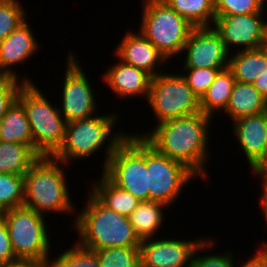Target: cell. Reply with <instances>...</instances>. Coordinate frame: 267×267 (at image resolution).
I'll return each instance as SVG.
<instances>
[{
    "mask_svg": "<svg viewBox=\"0 0 267 267\" xmlns=\"http://www.w3.org/2000/svg\"><path fill=\"white\" fill-rule=\"evenodd\" d=\"M167 205L157 201H140L138 206L128 216L136 236L142 240L157 237L161 226L165 222ZM164 209V211H163ZM164 220V222H163Z\"/></svg>",
    "mask_w": 267,
    "mask_h": 267,
    "instance_id": "22",
    "label": "cell"
},
{
    "mask_svg": "<svg viewBox=\"0 0 267 267\" xmlns=\"http://www.w3.org/2000/svg\"><path fill=\"white\" fill-rule=\"evenodd\" d=\"M211 119L214 118L200 111L154 124L152 130L132 134L143 137L160 154L181 162L207 182L210 180L207 164L211 158L208 134L213 122Z\"/></svg>",
    "mask_w": 267,
    "mask_h": 267,
    "instance_id": "1",
    "label": "cell"
},
{
    "mask_svg": "<svg viewBox=\"0 0 267 267\" xmlns=\"http://www.w3.org/2000/svg\"><path fill=\"white\" fill-rule=\"evenodd\" d=\"M253 175H256L257 178L260 179V182H261V186H262V195L260 193V198H259V208L261 209L262 211V215L263 217L265 218V222H266V227H267V180L259 177L255 172L253 173Z\"/></svg>",
    "mask_w": 267,
    "mask_h": 267,
    "instance_id": "39",
    "label": "cell"
},
{
    "mask_svg": "<svg viewBox=\"0 0 267 267\" xmlns=\"http://www.w3.org/2000/svg\"><path fill=\"white\" fill-rule=\"evenodd\" d=\"M216 16L264 13L267 0H214Z\"/></svg>",
    "mask_w": 267,
    "mask_h": 267,
    "instance_id": "31",
    "label": "cell"
},
{
    "mask_svg": "<svg viewBox=\"0 0 267 267\" xmlns=\"http://www.w3.org/2000/svg\"><path fill=\"white\" fill-rule=\"evenodd\" d=\"M83 209L73 221L80 245L100 250L111 247L140 248V239L136 236L129 217L108 209L89 190Z\"/></svg>",
    "mask_w": 267,
    "mask_h": 267,
    "instance_id": "3",
    "label": "cell"
},
{
    "mask_svg": "<svg viewBox=\"0 0 267 267\" xmlns=\"http://www.w3.org/2000/svg\"><path fill=\"white\" fill-rule=\"evenodd\" d=\"M205 236L202 241L196 246L193 255H192V265L191 267H235V252L226 250L225 253H208L204 255H200V252L212 250L215 243L214 240L206 238ZM234 255V256H233Z\"/></svg>",
    "mask_w": 267,
    "mask_h": 267,
    "instance_id": "29",
    "label": "cell"
},
{
    "mask_svg": "<svg viewBox=\"0 0 267 267\" xmlns=\"http://www.w3.org/2000/svg\"><path fill=\"white\" fill-rule=\"evenodd\" d=\"M182 53H186L183 68H227L229 64L230 53L214 26L194 27Z\"/></svg>",
    "mask_w": 267,
    "mask_h": 267,
    "instance_id": "13",
    "label": "cell"
},
{
    "mask_svg": "<svg viewBox=\"0 0 267 267\" xmlns=\"http://www.w3.org/2000/svg\"><path fill=\"white\" fill-rule=\"evenodd\" d=\"M259 177L267 180V160L255 172Z\"/></svg>",
    "mask_w": 267,
    "mask_h": 267,
    "instance_id": "41",
    "label": "cell"
},
{
    "mask_svg": "<svg viewBox=\"0 0 267 267\" xmlns=\"http://www.w3.org/2000/svg\"><path fill=\"white\" fill-rule=\"evenodd\" d=\"M0 267H46V260L16 259L0 264Z\"/></svg>",
    "mask_w": 267,
    "mask_h": 267,
    "instance_id": "38",
    "label": "cell"
},
{
    "mask_svg": "<svg viewBox=\"0 0 267 267\" xmlns=\"http://www.w3.org/2000/svg\"><path fill=\"white\" fill-rule=\"evenodd\" d=\"M95 251L100 267H142L141 252L137 247H111Z\"/></svg>",
    "mask_w": 267,
    "mask_h": 267,
    "instance_id": "28",
    "label": "cell"
},
{
    "mask_svg": "<svg viewBox=\"0 0 267 267\" xmlns=\"http://www.w3.org/2000/svg\"><path fill=\"white\" fill-rule=\"evenodd\" d=\"M141 4L142 19L138 30L166 57L169 64L173 57L182 54L194 27L164 0H143Z\"/></svg>",
    "mask_w": 267,
    "mask_h": 267,
    "instance_id": "6",
    "label": "cell"
},
{
    "mask_svg": "<svg viewBox=\"0 0 267 267\" xmlns=\"http://www.w3.org/2000/svg\"><path fill=\"white\" fill-rule=\"evenodd\" d=\"M118 113L94 115L90 118L68 122L66 125L65 138L61 148L53 156L56 160L69 165L80 159L85 160L102 152L104 146V162L102 171L116 147L129 134L127 131H115L119 121ZM116 124V125H115Z\"/></svg>",
    "mask_w": 267,
    "mask_h": 267,
    "instance_id": "2",
    "label": "cell"
},
{
    "mask_svg": "<svg viewBox=\"0 0 267 267\" xmlns=\"http://www.w3.org/2000/svg\"><path fill=\"white\" fill-rule=\"evenodd\" d=\"M166 237L141 241L142 267H191L193 252L204 237L194 240Z\"/></svg>",
    "mask_w": 267,
    "mask_h": 267,
    "instance_id": "14",
    "label": "cell"
},
{
    "mask_svg": "<svg viewBox=\"0 0 267 267\" xmlns=\"http://www.w3.org/2000/svg\"><path fill=\"white\" fill-rule=\"evenodd\" d=\"M267 111V99L252 83L236 81L226 109L222 112L231 122Z\"/></svg>",
    "mask_w": 267,
    "mask_h": 267,
    "instance_id": "19",
    "label": "cell"
},
{
    "mask_svg": "<svg viewBox=\"0 0 267 267\" xmlns=\"http://www.w3.org/2000/svg\"><path fill=\"white\" fill-rule=\"evenodd\" d=\"M67 166L54 157L40 156L24 174V206L45 216L75 213L77 207L70 197L64 168Z\"/></svg>",
    "mask_w": 267,
    "mask_h": 267,
    "instance_id": "4",
    "label": "cell"
},
{
    "mask_svg": "<svg viewBox=\"0 0 267 267\" xmlns=\"http://www.w3.org/2000/svg\"><path fill=\"white\" fill-rule=\"evenodd\" d=\"M24 205V176L0 173V213Z\"/></svg>",
    "mask_w": 267,
    "mask_h": 267,
    "instance_id": "27",
    "label": "cell"
},
{
    "mask_svg": "<svg viewBox=\"0 0 267 267\" xmlns=\"http://www.w3.org/2000/svg\"><path fill=\"white\" fill-rule=\"evenodd\" d=\"M193 27H209L215 22L214 0H164Z\"/></svg>",
    "mask_w": 267,
    "mask_h": 267,
    "instance_id": "26",
    "label": "cell"
},
{
    "mask_svg": "<svg viewBox=\"0 0 267 267\" xmlns=\"http://www.w3.org/2000/svg\"><path fill=\"white\" fill-rule=\"evenodd\" d=\"M39 157L26 144L0 141V173L24 176Z\"/></svg>",
    "mask_w": 267,
    "mask_h": 267,
    "instance_id": "25",
    "label": "cell"
},
{
    "mask_svg": "<svg viewBox=\"0 0 267 267\" xmlns=\"http://www.w3.org/2000/svg\"><path fill=\"white\" fill-rule=\"evenodd\" d=\"M103 173L140 201H149L146 140L129 133L109 157Z\"/></svg>",
    "mask_w": 267,
    "mask_h": 267,
    "instance_id": "7",
    "label": "cell"
},
{
    "mask_svg": "<svg viewBox=\"0 0 267 267\" xmlns=\"http://www.w3.org/2000/svg\"><path fill=\"white\" fill-rule=\"evenodd\" d=\"M46 267H80V244L73 243L69 249L58 253L54 259L50 255L46 260Z\"/></svg>",
    "mask_w": 267,
    "mask_h": 267,
    "instance_id": "34",
    "label": "cell"
},
{
    "mask_svg": "<svg viewBox=\"0 0 267 267\" xmlns=\"http://www.w3.org/2000/svg\"><path fill=\"white\" fill-rule=\"evenodd\" d=\"M100 176L96 182L92 181L88 190L108 209L128 217L140 200L113 184L103 173Z\"/></svg>",
    "mask_w": 267,
    "mask_h": 267,
    "instance_id": "21",
    "label": "cell"
},
{
    "mask_svg": "<svg viewBox=\"0 0 267 267\" xmlns=\"http://www.w3.org/2000/svg\"><path fill=\"white\" fill-rule=\"evenodd\" d=\"M182 76L187 81L193 93L201 99L214 82L216 75L225 68H181ZM187 72V73H186Z\"/></svg>",
    "mask_w": 267,
    "mask_h": 267,
    "instance_id": "32",
    "label": "cell"
},
{
    "mask_svg": "<svg viewBox=\"0 0 267 267\" xmlns=\"http://www.w3.org/2000/svg\"><path fill=\"white\" fill-rule=\"evenodd\" d=\"M0 217L6 223L16 259L47 260L52 238L45 215L23 205L1 212Z\"/></svg>",
    "mask_w": 267,
    "mask_h": 267,
    "instance_id": "8",
    "label": "cell"
},
{
    "mask_svg": "<svg viewBox=\"0 0 267 267\" xmlns=\"http://www.w3.org/2000/svg\"><path fill=\"white\" fill-rule=\"evenodd\" d=\"M261 246L253 257H250L249 260L246 259L245 261L239 259V265L235 262V267H267V241L261 242ZM241 263V264H240Z\"/></svg>",
    "mask_w": 267,
    "mask_h": 267,
    "instance_id": "36",
    "label": "cell"
},
{
    "mask_svg": "<svg viewBox=\"0 0 267 267\" xmlns=\"http://www.w3.org/2000/svg\"><path fill=\"white\" fill-rule=\"evenodd\" d=\"M68 53L63 76L64 81L61 85L62 99L60 97L61 103H57L67 123L90 118L97 114L96 111L98 112L95 89L89 82L88 75L81 66L79 58L72 51Z\"/></svg>",
    "mask_w": 267,
    "mask_h": 267,
    "instance_id": "11",
    "label": "cell"
},
{
    "mask_svg": "<svg viewBox=\"0 0 267 267\" xmlns=\"http://www.w3.org/2000/svg\"><path fill=\"white\" fill-rule=\"evenodd\" d=\"M235 82V77L228 67L220 70L214 82L200 99L201 112L212 118H215L218 113L222 116L221 113L227 107Z\"/></svg>",
    "mask_w": 267,
    "mask_h": 267,
    "instance_id": "24",
    "label": "cell"
},
{
    "mask_svg": "<svg viewBox=\"0 0 267 267\" xmlns=\"http://www.w3.org/2000/svg\"><path fill=\"white\" fill-rule=\"evenodd\" d=\"M24 83L21 79L9 76H6L0 82V121L8 108L17 99L18 92Z\"/></svg>",
    "mask_w": 267,
    "mask_h": 267,
    "instance_id": "33",
    "label": "cell"
},
{
    "mask_svg": "<svg viewBox=\"0 0 267 267\" xmlns=\"http://www.w3.org/2000/svg\"><path fill=\"white\" fill-rule=\"evenodd\" d=\"M232 122V133L238 140L239 152H243L249 168L256 172L267 160V111Z\"/></svg>",
    "mask_w": 267,
    "mask_h": 267,
    "instance_id": "15",
    "label": "cell"
},
{
    "mask_svg": "<svg viewBox=\"0 0 267 267\" xmlns=\"http://www.w3.org/2000/svg\"><path fill=\"white\" fill-rule=\"evenodd\" d=\"M149 200L172 207L198 177L184 164L160 154L146 141ZM183 191V192H182ZM177 200V201H176Z\"/></svg>",
    "mask_w": 267,
    "mask_h": 267,
    "instance_id": "10",
    "label": "cell"
},
{
    "mask_svg": "<svg viewBox=\"0 0 267 267\" xmlns=\"http://www.w3.org/2000/svg\"><path fill=\"white\" fill-rule=\"evenodd\" d=\"M19 0H0V42L27 20Z\"/></svg>",
    "mask_w": 267,
    "mask_h": 267,
    "instance_id": "30",
    "label": "cell"
},
{
    "mask_svg": "<svg viewBox=\"0 0 267 267\" xmlns=\"http://www.w3.org/2000/svg\"><path fill=\"white\" fill-rule=\"evenodd\" d=\"M156 118V124L200 112V99L179 74L162 72L150 82L146 100Z\"/></svg>",
    "mask_w": 267,
    "mask_h": 267,
    "instance_id": "9",
    "label": "cell"
},
{
    "mask_svg": "<svg viewBox=\"0 0 267 267\" xmlns=\"http://www.w3.org/2000/svg\"><path fill=\"white\" fill-rule=\"evenodd\" d=\"M17 99L26 111L33 135V150L39 156L53 157L63 144L67 125L58 105L48 100L35 82L24 83Z\"/></svg>",
    "mask_w": 267,
    "mask_h": 267,
    "instance_id": "5",
    "label": "cell"
},
{
    "mask_svg": "<svg viewBox=\"0 0 267 267\" xmlns=\"http://www.w3.org/2000/svg\"><path fill=\"white\" fill-rule=\"evenodd\" d=\"M252 84L267 99V72L256 79Z\"/></svg>",
    "mask_w": 267,
    "mask_h": 267,
    "instance_id": "40",
    "label": "cell"
},
{
    "mask_svg": "<svg viewBox=\"0 0 267 267\" xmlns=\"http://www.w3.org/2000/svg\"><path fill=\"white\" fill-rule=\"evenodd\" d=\"M37 40L30 23L26 20L0 42V70L6 76L33 83L27 76L18 77V72L13 67L26 63L32 55L35 56L40 45Z\"/></svg>",
    "mask_w": 267,
    "mask_h": 267,
    "instance_id": "17",
    "label": "cell"
},
{
    "mask_svg": "<svg viewBox=\"0 0 267 267\" xmlns=\"http://www.w3.org/2000/svg\"><path fill=\"white\" fill-rule=\"evenodd\" d=\"M16 260L5 221L0 217V264Z\"/></svg>",
    "mask_w": 267,
    "mask_h": 267,
    "instance_id": "35",
    "label": "cell"
},
{
    "mask_svg": "<svg viewBox=\"0 0 267 267\" xmlns=\"http://www.w3.org/2000/svg\"><path fill=\"white\" fill-rule=\"evenodd\" d=\"M6 77V75L0 70V82Z\"/></svg>",
    "mask_w": 267,
    "mask_h": 267,
    "instance_id": "42",
    "label": "cell"
},
{
    "mask_svg": "<svg viewBox=\"0 0 267 267\" xmlns=\"http://www.w3.org/2000/svg\"><path fill=\"white\" fill-rule=\"evenodd\" d=\"M264 14L215 17L213 26L220 33L230 54L234 51L251 50L265 46L267 21H265ZM233 47L238 50L233 51Z\"/></svg>",
    "mask_w": 267,
    "mask_h": 267,
    "instance_id": "12",
    "label": "cell"
},
{
    "mask_svg": "<svg viewBox=\"0 0 267 267\" xmlns=\"http://www.w3.org/2000/svg\"><path fill=\"white\" fill-rule=\"evenodd\" d=\"M228 68L236 81L253 83L267 72V48L263 46L231 53Z\"/></svg>",
    "mask_w": 267,
    "mask_h": 267,
    "instance_id": "20",
    "label": "cell"
},
{
    "mask_svg": "<svg viewBox=\"0 0 267 267\" xmlns=\"http://www.w3.org/2000/svg\"><path fill=\"white\" fill-rule=\"evenodd\" d=\"M117 45L113 55L122 62L145 71L152 78L164 72L163 65L167 64L168 60L139 31L135 33L128 30Z\"/></svg>",
    "mask_w": 267,
    "mask_h": 267,
    "instance_id": "16",
    "label": "cell"
},
{
    "mask_svg": "<svg viewBox=\"0 0 267 267\" xmlns=\"http://www.w3.org/2000/svg\"><path fill=\"white\" fill-rule=\"evenodd\" d=\"M80 267H100L95 250L80 245Z\"/></svg>",
    "mask_w": 267,
    "mask_h": 267,
    "instance_id": "37",
    "label": "cell"
},
{
    "mask_svg": "<svg viewBox=\"0 0 267 267\" xmlns=\"http://www.w3.org/2000/svg\"><path fill=\"white\" fill-rule=\"evenodd\" d=\"M265 47L267 48V26H266V42H265Z\"/></svg>",
    "mask_w": 267,
    "mask_h": 267,
    "instance_id": "43",
    "label": "cell"
},
{
    "mask_svg": "<svg viewBox=\"0 0 267 267\" xmlns=\"http://www.w3.org/2000/svg\"><path fill=\"white\" fill-rule=\"evenodd\" d=\"M0 141L21 143L33 149V135L23 104L16 99L0 121Z\"/></svg>",
    "mask_w": 267,
    "mask_h": 267,
    "instance_id": "23",
    "label": "cell"
},
{
    "mask_svg": "<svg viewBox=\"0 0 267 267\" xmlns=\"http://www.w3.org/2000/svg\"><path fill=\"white\" fill-rule=\"evenodd\" d=\"M117 60L101 74L104 84L120 99L143 96L146 101L152 77L133 65L126 64L118 58Z\"/></svg>",
    "mask_w": 267,
    "mask_h": 267,
    "instance_id": "18",
    "label": "cell"
}]
</instances>
